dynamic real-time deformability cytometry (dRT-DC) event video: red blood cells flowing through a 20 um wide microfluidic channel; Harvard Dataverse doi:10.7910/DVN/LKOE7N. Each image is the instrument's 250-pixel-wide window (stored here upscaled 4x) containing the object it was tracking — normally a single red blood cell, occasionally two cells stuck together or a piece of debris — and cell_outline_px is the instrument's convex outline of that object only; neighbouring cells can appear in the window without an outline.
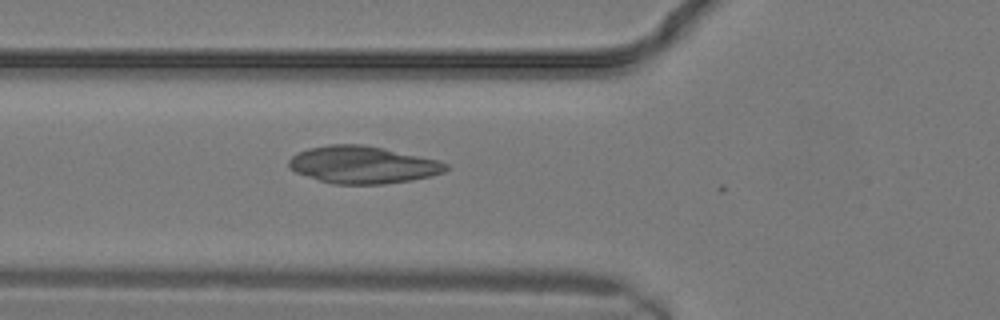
{"species": "common noctule bat (a hibernating species)", "species_latin": "Nyctalus noctula", "temperature_condition": "warm", "stored_images_in_passage": 11, "camera_frame_rate_fps": 3000, "um_per_image_px": 0.085, "animal": {"sex": "male", "body_mass_g": 19.2, "forearm_length_mm": 51.8}, "frame": {"image": 1, "passage_image": 10, "time_ms": 3.0, "image_size_px": [1000, 320], "cell_outline_px": [[448, 168], [444, 172], [432, 176], [412, 180], [384, 184], [332, 184], [296, 172], [288, 168], [288, 160], [292, 156], [308, 148], [328, 144], [360, 144], [384, 148], [436, 160], [448, 164]], "centroid_in_image_um": [30.82, 14.01], "position_along_channel_um": 95.0, "area_um2": 34.04}}